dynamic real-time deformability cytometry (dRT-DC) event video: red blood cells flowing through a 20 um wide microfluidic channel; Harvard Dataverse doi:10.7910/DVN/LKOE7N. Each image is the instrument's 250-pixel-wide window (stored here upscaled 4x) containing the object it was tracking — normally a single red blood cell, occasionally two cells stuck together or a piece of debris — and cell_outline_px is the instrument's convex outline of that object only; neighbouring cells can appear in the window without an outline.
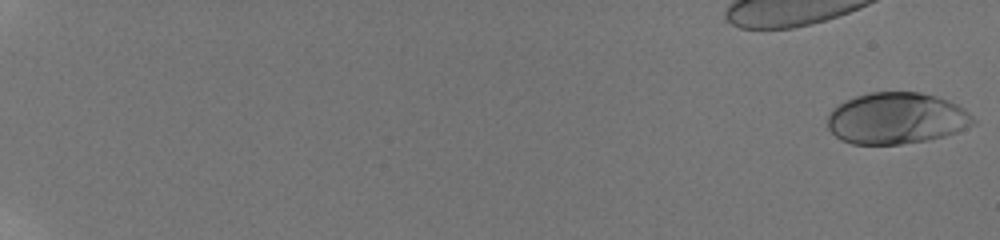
{"species": "human", "species_latin": "Homo sapiens", "temperature_condition": "room temperature", "stored_images_in_passage": 22, "camera_frame_rate_fps": 3000, "um_per_image_px": 0.085, "donor": {"sex": "male"}, "frame": {"image": 1, "passage_image": 1, "time_ms": 0.0, "image_size_px": [1000, 240], "cell_outline_px": [[976, 124], [956, 132], [944, 136], [928, 140], [900, 144], [852, 144], [840, 140], [828, 128], [828, 112], [832, 108], [844, 100], [868, 92], [920, 92], [936, 96], [948, 100], [964, 108], [976, 120]], "centroid_in_image_um": [76.19, 10.05], "position_along_channel_um": 8.8, "area_um2": 43.99}}